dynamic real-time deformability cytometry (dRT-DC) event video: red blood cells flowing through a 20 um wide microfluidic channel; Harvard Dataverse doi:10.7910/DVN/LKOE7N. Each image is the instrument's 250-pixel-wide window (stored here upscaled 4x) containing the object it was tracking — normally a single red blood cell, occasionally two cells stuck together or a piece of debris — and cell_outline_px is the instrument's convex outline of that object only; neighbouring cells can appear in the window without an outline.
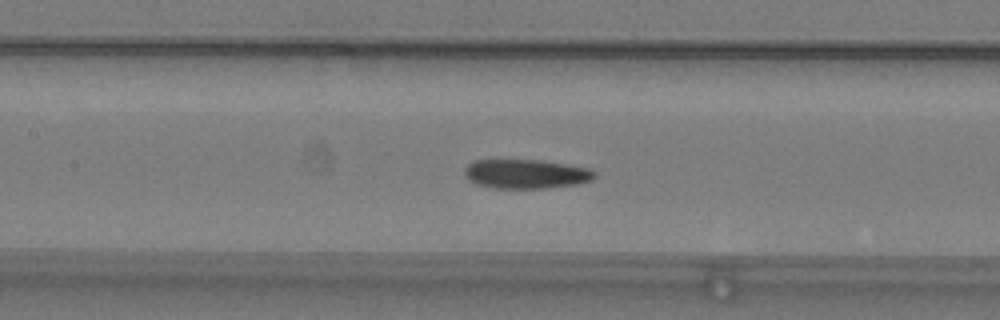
{"species": "common noctule bat (a hibernating species)", "species_latin": "Nyctalus noctula", "temperature_condition": "warm", "stored_images_in_passage": 39, "camera_frame_rate_fps": 3000, "um_per_image_px": 0.085, "animal": {"sex": "male", "body_mass_g": 19.2, "forearm_length_mm": 51.8}, "frame": {"image": 1, "passage_image": 10, "time_ms": 3.0, "image_size_px": [1000, 320], "cell_outline_px": [[596, 176], [592, 180], [576, 184], [548, 188], [492, 188], [476, 184], [468, 180], [464, 176], [464, 168], [468, 164], [476, 160], [540, 160], [588, 168], [596, 172]], "centroid_in_image_um": [44.68, 14.79], "position_along_channel_um": 162.7, "area_um2": 22.2}}
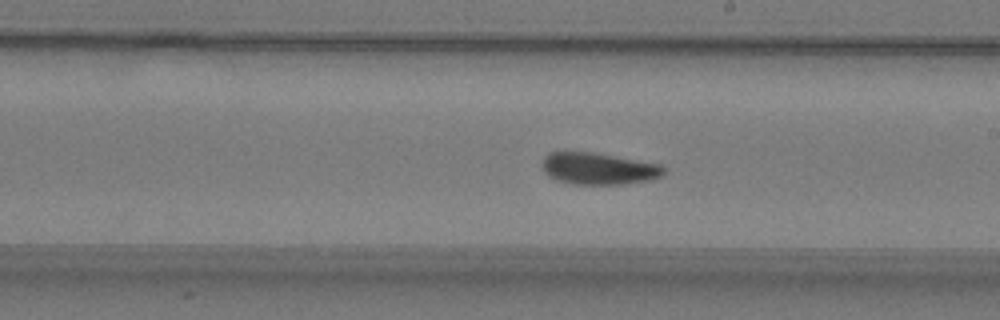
{"frame": {"image": 2, "passage_image": 16, "time_ms": 5.0, "image_size_px": [1000, 320], "cell_outline_px": [[664, 176], [652, 180], [624, 184], [572, 184], [556, 180], [544, 172], [544, 156], [548, 152], [592, 152], [660, 164], [664, 168]], "centroid_in_image_um": [50.91, 14.34], "position_along_channel_um": 238.1, "area_um2": 22.48}}
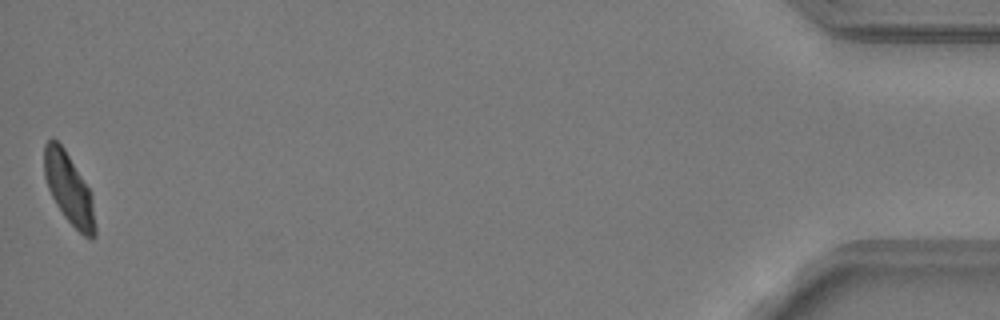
{"frame": {"image": 3, "passage_image": 39, "time_ms": 12.667, "image_size_px": [1000, 320], "cell_outline_px": [[96, 236], [92, 240], [84, 236], [64, 216], [56, 204], [48, 188], [44, 176], [44, 144], [52, 136], [64, 148], [88, 188], [92, 196], [96, 228]], "centroid_in_image_um": [5.85, 16.05], "position_along_channel_um": 429.3, "area_um2": 20.81}, "authors_computed_cell_mechanics": {"area_um2": 22.4842, "velocity_mm_per_s": 3.7804, "shape_relaxation_time_tau1_ms": 8.5963, "shape_relaxation_time_tau2_ms": 3.6089, "deformation_change_tau1": 0.1971, "deformation_change_tau2": 0.0949}}